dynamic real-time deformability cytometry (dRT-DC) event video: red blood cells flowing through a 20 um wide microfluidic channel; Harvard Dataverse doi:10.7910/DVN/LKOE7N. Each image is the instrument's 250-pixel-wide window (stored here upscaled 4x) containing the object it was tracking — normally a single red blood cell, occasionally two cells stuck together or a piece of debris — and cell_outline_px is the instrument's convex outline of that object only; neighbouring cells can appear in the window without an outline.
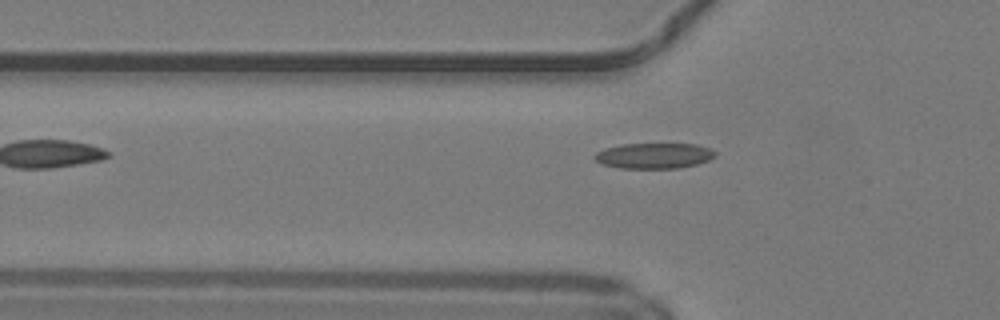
{"species": "common noctule bat (a hibernating species)", "species_latin": "Nyctalus noctula", "temperature_condition": "warm", "stored_images_in_passage": 30, "camera_frame_rate_fps": 3000, "um_per_image_px": 0.085, "animal": {"sex": "male", "body_mass_g": 19.2, "forearm_length_mm": 51.8}, "frame": {"image": 1, "passage_image": 3, "time_ms": 0.667, "image_size_px": [1000, 320], "cell_outline_px": [[716, 156], [708, 160], [696, 164], [680, 168], [620, 168], [604, 164], [596, 160], [592, 156], [596, 152], [604, 148], [624, 144], [696, 144], [712, 148], [716, 152]], "centroid_in_image_um": [55.61, 13.23], "position_along_channel_um": 70.2, "area_um2": 17.98}}
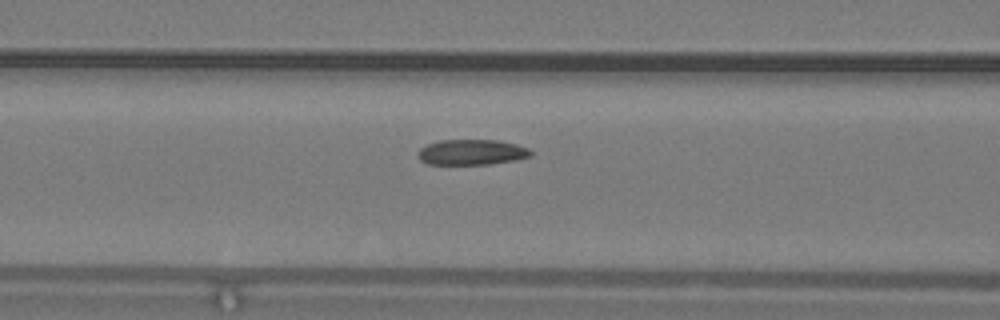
{"frame": {"image": 2, "passage_image": 7, "time_ms": 2.0, "image_size_px": [1000, 320], "cell_outline_px": [[532, 156], [516, 160], [488, 164], [428, 164], [420, 160], [416, 156], [416, 152], [424, 144], [440, 140], [500, 140], [516, 144], [528, 148], [532, 152]], "centroid_in_image_um": [40.05, 12.93], "position_along_channel_um": 126.5, "area_um2": 16.99}}
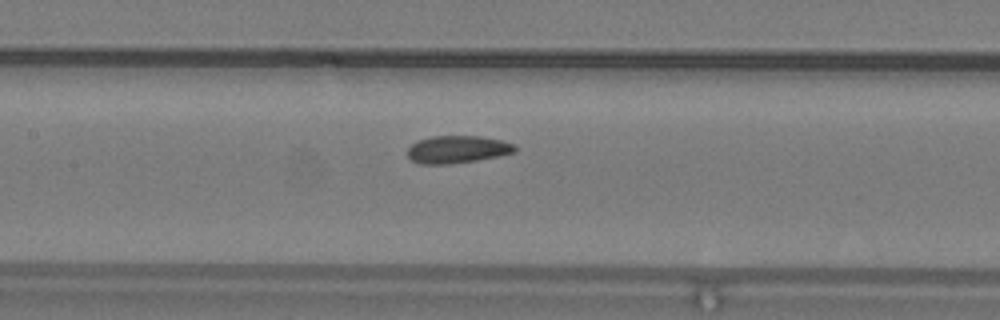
{"frame": {"image": 3, "passage_image": 10, "time_ms": 3.0, "image_size_px": [1000, 320], "cell_outline_px": [[516, 152], [476, 160], [448, 164], [420, 164], [412, 160], [408, 156], [408, 148], [416, 140], [432, 136], [480, 136], [504, 140], [512, 144], [516, 148]], "centroid_in_image_um": [38.86, 12.69], "position_along_channel_um": 168.5, "area_um2": 17.17}}